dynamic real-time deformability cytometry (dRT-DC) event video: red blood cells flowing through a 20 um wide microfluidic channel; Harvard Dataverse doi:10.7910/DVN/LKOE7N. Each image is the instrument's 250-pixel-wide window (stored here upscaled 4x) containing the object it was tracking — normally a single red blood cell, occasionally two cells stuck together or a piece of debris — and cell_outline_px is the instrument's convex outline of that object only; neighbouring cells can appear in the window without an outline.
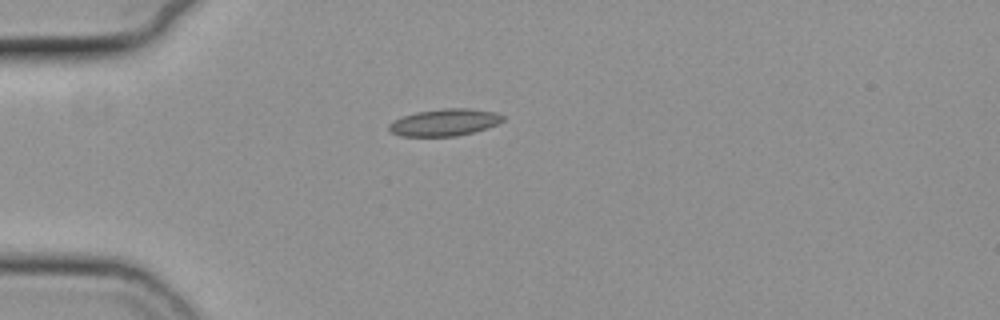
{"species": "common noctule bat (a hibernating species)", "species_latin": "Nyctalus noctula", "temperature_condition": "cold", "stored_images_in_passage": 41, "camera_frame_rate_fps": 3000, "um_per_image_px": 0.085, "animal": {"sex": "female", "body_mass_g": 19.3, "forearm_length_mm": 54.1}, "frame": {"image": 1, "passage_image": 1, "time_ms": 0.0, "image_size_px": [1000, 320], "cell_outline_px": [[504, 120], [488, 128], [456, 136], [400, 136], [392, 132], [388, 128], [388, 124], [404, 116], [416, 112], [444, 108], [472, 108], [496, 112], [504, 116]], "centroid_in_image_um": [37.82, 10.39], "position_along_channel_um": 47.2, "area_um2": 17.86}}
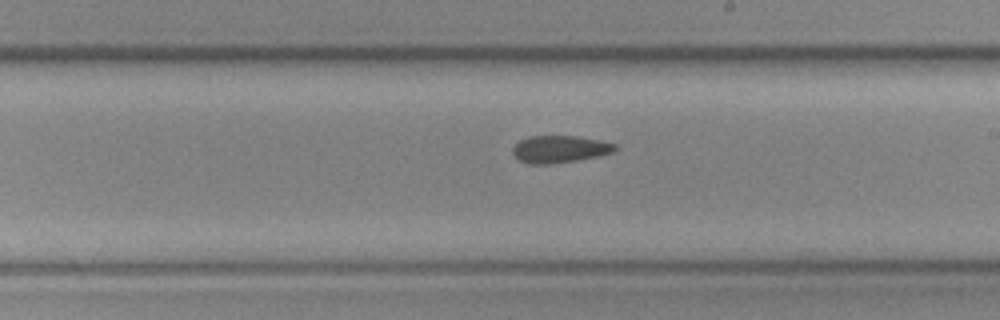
{"frame": {"image": 2, "passage_image": 18, "time_ms": 5.667, "image_size_px": [1000, 320], "cell_outline_px": [[620, 148], [612, 152], [600, 156], [580, 160], [552, 164], [528, 164], [520, 160], [512, 152], [512, 148], [520, 140], [528, 136], [576, 136], [600, 140], [616, 144]], "centroid_in_image_um": [47.61, 12.68], "position_along_channel_um": 241.4, "area_um2": 16.42}}
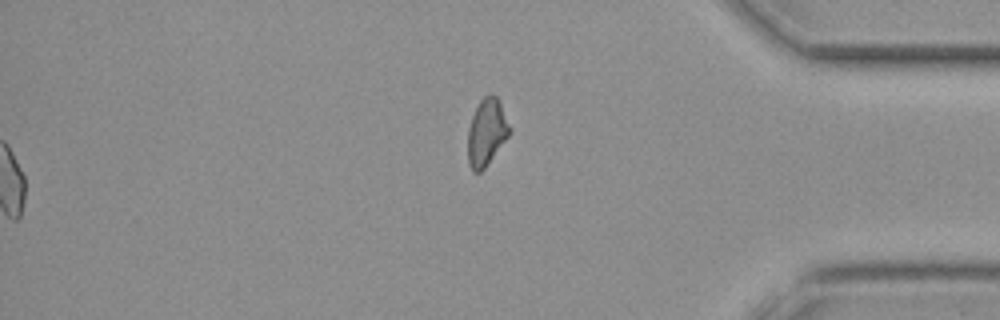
{"frame": {"image": 3, "passage_image": 32, "time_ms": 10.333, "image_size_px": [1000, 320], "cell_outline_px": [[512, 128], [508, 136], [484, 168], [480, 172], [472, 172], [468, 164], [468, 128], [472, 116], [480, 100], [484, 96], [492, 92], [496, 96]], "centroid_in_image_um": [41.35, 11.23], "position_along_channel_um": 393.8, "area_um2": 16.18}, "authors_computed_cell_mechanics": {"area_um2": 16.473, "velocity_mm_per_s": 3.7857, "shape_relaxation_time_tau1_ms": 4.1004, "shape_relaxation_time_tau2_ms": 5.3729, "deformation_change_tau1": 0.0847, "deformation_change_tau2": 0.1114}}